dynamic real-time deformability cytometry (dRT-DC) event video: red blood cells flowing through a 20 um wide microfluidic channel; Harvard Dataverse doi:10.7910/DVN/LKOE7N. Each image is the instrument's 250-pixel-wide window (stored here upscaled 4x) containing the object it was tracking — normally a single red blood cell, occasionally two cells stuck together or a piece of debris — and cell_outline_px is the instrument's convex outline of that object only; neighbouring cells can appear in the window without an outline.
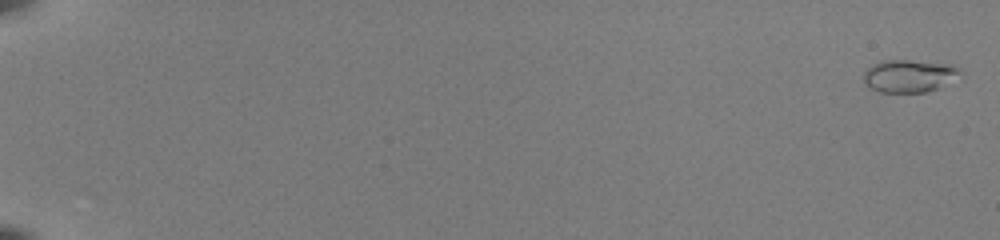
{"species": "common noctule bat (a hibernating species)", "species_latin": "Nyctalus noctula", "temperature_condition": "room temperature", "stored_images_in_passage": 54, "camera_frame_rate_fps": 3000, "um_per_image_px": 0.085, "animal": {"sex": "female", "body_mass_g": 22.0, "forearm_length_mm": 56.7}, "frame": {"image": 1, "passage_image": 1, "time_ms": 0.0, "image_size_px": [1000, 240], "cell_outline_px": [[964, 72], [936, 88], [928, 92], [880, 92], [864, 84], [860, 76], [872, 64], [884, 60], [908, 60], [952, 64], [960, 68]], "centroid_in_image_um": [77.22, 6.44], "position_along_channel_um": 7.8, "area_um2": 18.38}}
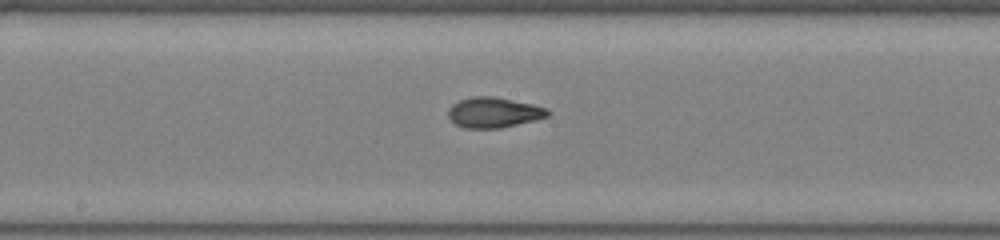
{"frame": {"image": 2, "passage_image": 32, "time_ms": 10.333, "image_size_px": [1000, 240], "cell_outline_px": [[552, 112], [548, 116], [500, 128], [464, 128], [456, 124], [448, 116], [448, 108], [452, 104], [460, 100], [472, 96], [492, 96], [532, 104], [548, 108]], "centroid_in_image_um": [41.95, 9.55], "position_along_channel_um": 206.2, "area_um2": 17.46}}
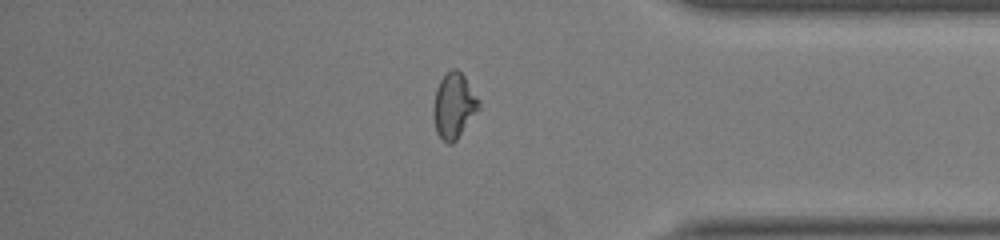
{"frame": {"image": 3, "passage_image": 47, "time_ms": 15.333, "image_size_px": [1000, 240], "cell_outline_px": [[480, 108], [456, 140], [452, 144], [448, 144], [436, 132], [436, 88], [440, 80], [452, 68], [456, 68], [464, 76], [480, 100]], "centroid_in_image_um": [38.64, 8.97], "position_along_channel_um": 396.6, "area_um2": 16.59}, "authors_computed_cell_mechanics": {"area_um2": 17.1088, "velocity_mm_per_s": 4.0211, "shape_relaxation_time_tau1_ms": 6.8143, "shape_relaxation_time_tau2_ms": 1.0685, "deformation_change_tau1": 0.2187, "deformation_change_tau2": 0.0669}}